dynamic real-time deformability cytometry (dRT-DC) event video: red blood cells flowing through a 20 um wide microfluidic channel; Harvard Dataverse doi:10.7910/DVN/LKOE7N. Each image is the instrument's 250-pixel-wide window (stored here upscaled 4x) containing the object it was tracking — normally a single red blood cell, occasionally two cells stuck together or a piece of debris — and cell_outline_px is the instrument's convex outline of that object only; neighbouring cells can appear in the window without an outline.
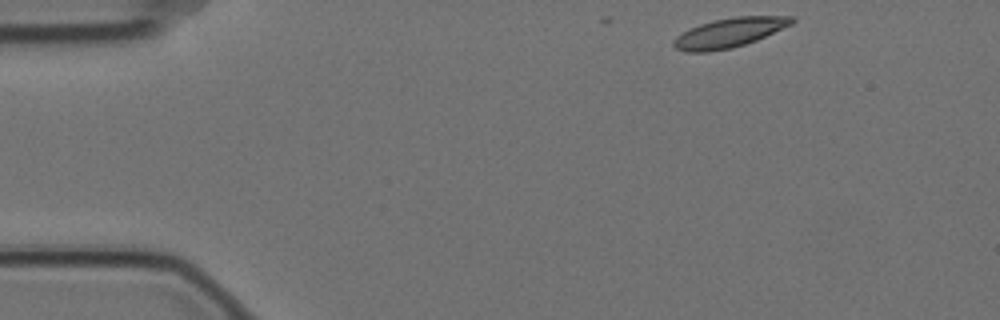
{"species": "Egyptian fruit bat (a non-hibernating species)", "species_latin": "Rousettus aegyptiacus", "temperature_condition": "cold", "stored_images_in_passage": 4, "camera_frame_rate_fps": 3000, "um_per_image_px": 0.085, "animal": {"sex": "female"}, "frame": {"image": 1, "passage_image": 1, "time_ms": 0.0, "image_size_px": [1000, 320], "cell_outline_px": [[796, 20], [792, 24], [756, 40], [732, 48], [708, 52], [684, 52], [676, 48], [672, 44], [672, 40], [676, 36], [700, 24], [716, 20], [736, 16], [792, 16]], "centroid_in_image_um": [61.98, 2.79], "position_along_channel_um": 23.0, "area_um2": 20.06}}